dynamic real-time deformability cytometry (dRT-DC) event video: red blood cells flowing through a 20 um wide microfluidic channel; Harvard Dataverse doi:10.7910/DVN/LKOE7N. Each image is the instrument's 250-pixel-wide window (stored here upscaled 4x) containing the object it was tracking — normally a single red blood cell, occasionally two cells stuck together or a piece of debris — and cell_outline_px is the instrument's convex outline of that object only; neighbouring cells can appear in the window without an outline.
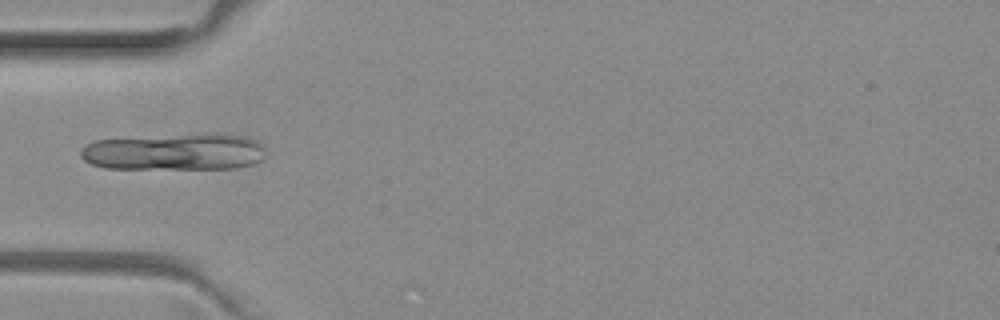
{"species": "common noctule bat (a hibernating species)", "species_latin": "Nyctalus noctula", "temperature_condition": "room temperature", "stored_images_in_passage": 32, "camera_frame_rate_fps": 3000, "um_per_image_px": 0.085, "animal": {"sex": "female", "body_mass_g": 29.2, "forearm_length_mm": 56.3}, "frame": {"image": 1, "passage_image": 2, "time_ms": 0.333, "image_size_px": [1000, 320], "cell_outline_px": [[264, 156], [260, 160], [252, 164], [236, 168], [104, 168], [92, 164], [84, 160], [80, 156], [80, 148], [96, 140], [204, 132], [220, 132], [248, 136], [260, 144], [264, 148]], "centroid_in_image_um": [14.87, 12.88], "position_along_channel_um": 70.1, "area_um2": 40.17}}
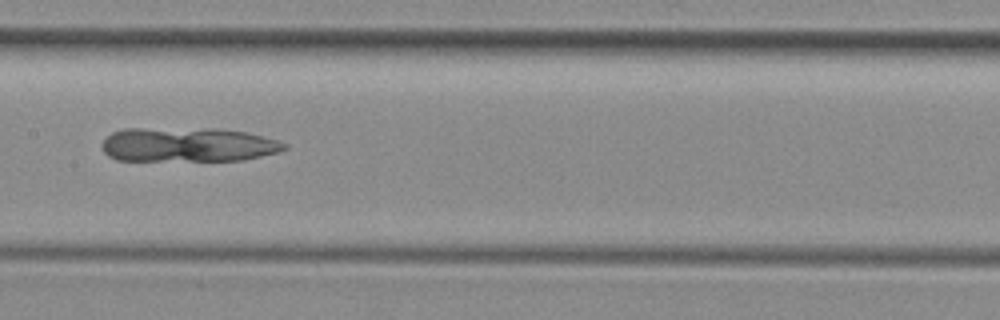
{"frame": {"image": 2, "passage_image": 11, "time_ms": 3.333, "image_size_px": [1000, 320], "cell_outline_px": [[288, 148], [276, 152], [244, 160], [116, 160], [108, 156], [104, 152], [100, 144], [112, 132], [124, 128], [212, 128], [244, 132], [276, 140], [288, 144]], "centroid_in_image_um": [15.91, 12.29], "position_along_channel_um": 191.5, "area_um2": 36.47}}
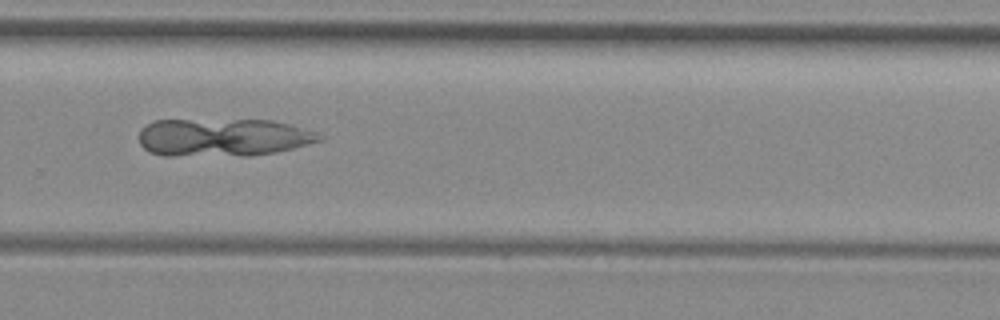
{"frame": {"image": 3, "passage_image": 20, "time_ms": 6.333, "image_size_px": [1000, 320], "cell_outline_px": [[324, 140], [276, 152], [252, 156], [160, 156], [148, 152], [140, 144], [140, 128], [156, 120], [272, 120], [288, 124], [316, 132], [324, 136]], "centroid_in_image_um": [18.94, 11.7], "position_along_channel_um": 310.9, "area_um2": 40.29}}